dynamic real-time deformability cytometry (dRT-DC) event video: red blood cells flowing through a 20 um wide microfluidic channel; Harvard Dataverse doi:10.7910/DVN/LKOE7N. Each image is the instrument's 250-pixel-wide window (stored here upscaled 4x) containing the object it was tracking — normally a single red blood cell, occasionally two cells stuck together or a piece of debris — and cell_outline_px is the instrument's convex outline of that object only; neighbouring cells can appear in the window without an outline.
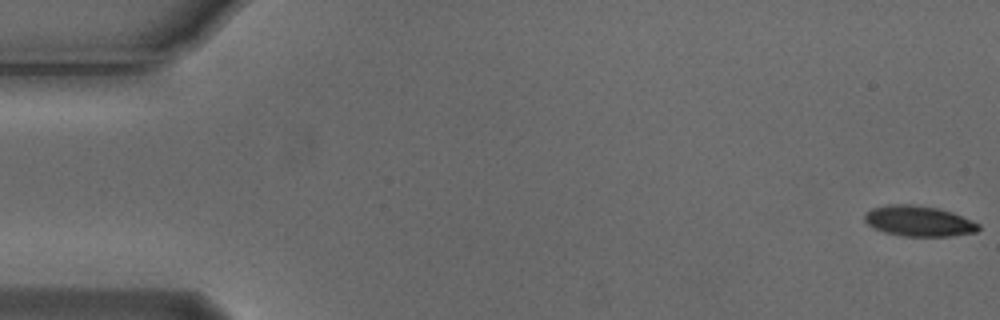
{"species": "Egyptian fruit bat (a non-hibernating species)", "species_latin": "Rousettus aegyptiacus", "temperature_condition": "cold", "stored_images_in_passage": 55, "camera_frame_rate_fps": 3000, "um_per_image_px": 0.085, "animal": {"sex": "male"}, "frame": {"image": 1, "passage_image": 1, "time_ms": 0.0, "image_size_px": [1000, 320], "cell_outline_px": [[980, 228], [976, 232], [952, 236], [904, 236], [884, 232], [868, 224], [864, 220], [864, 216], [872, 208], [888, 204], [912, 204], [940, 208], [952, 212], [980, 224]], "centroid_in_image_um": [78.11, 18.78], "position_along_channel_um": 6.9, "area_um2": 20.23}}
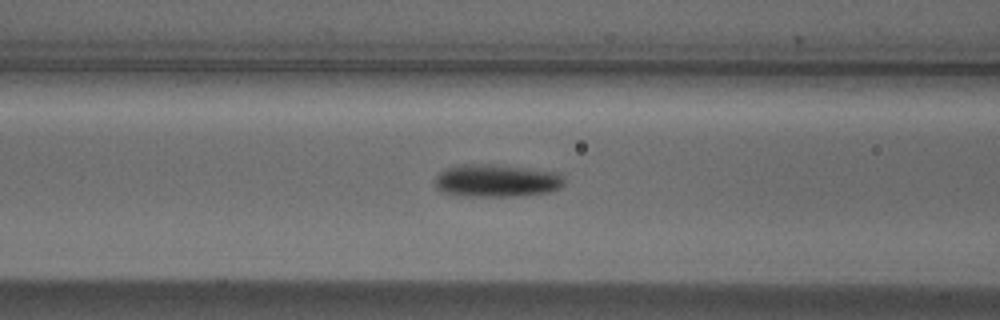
{"frame": {"image": 2, "passage_image": 22, "time_ms": 7.0, "image_size_px": [1000, 320], "cell_outline_px": [[564, 184], [560, 188], [552, 192], [512, 196], [460, 196], [440, 192], [436, 188], [436, 176], [444, 168], [460, 164], [492, 164], [560, 172], [564, 176]], "centroid_in_image_um": [42.21, 15.35], "position_along_channel_um": 124.4, "area_um2": 24.97}}
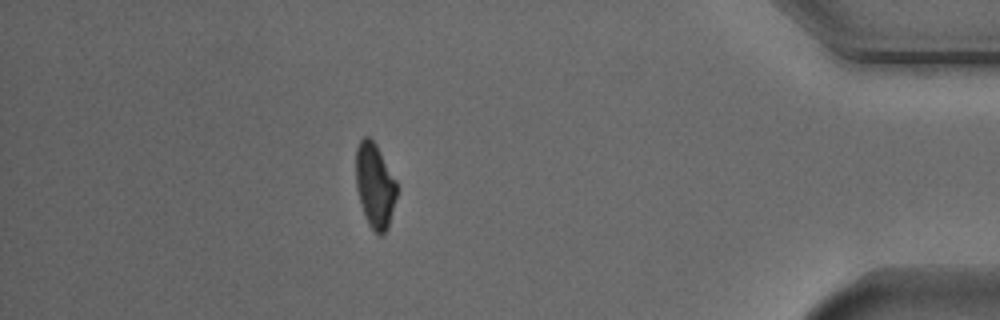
{"frame": {"image": 3, "passage_image": 48, "time_ms": 15.667, "image_size_px": [1000, 320], "cell_outline_px": [[400, 188], [388, 228], [384, 236], [380, 236], [368, 224], [360, 204], [356, 188], [356, 148], [360, 140], [364, 136], [368, 136], [376, 144], [396, 180]], "centroid_in_image_um": [31.89, 15.8], "position_along_channel_um": 403.3, "area_um2": 20.63}, "authors_computed_cell_mechanics": {"area_um2": 21.5594, "velocity_mm_per_s": 3.7718, "shape_relaxation_time_tau1_ms": 2.8925, "shape_relaxation_time_tau2_ms": null, "deformation_change_tau1": 0.1198, "deformation_change_tau2": null}}